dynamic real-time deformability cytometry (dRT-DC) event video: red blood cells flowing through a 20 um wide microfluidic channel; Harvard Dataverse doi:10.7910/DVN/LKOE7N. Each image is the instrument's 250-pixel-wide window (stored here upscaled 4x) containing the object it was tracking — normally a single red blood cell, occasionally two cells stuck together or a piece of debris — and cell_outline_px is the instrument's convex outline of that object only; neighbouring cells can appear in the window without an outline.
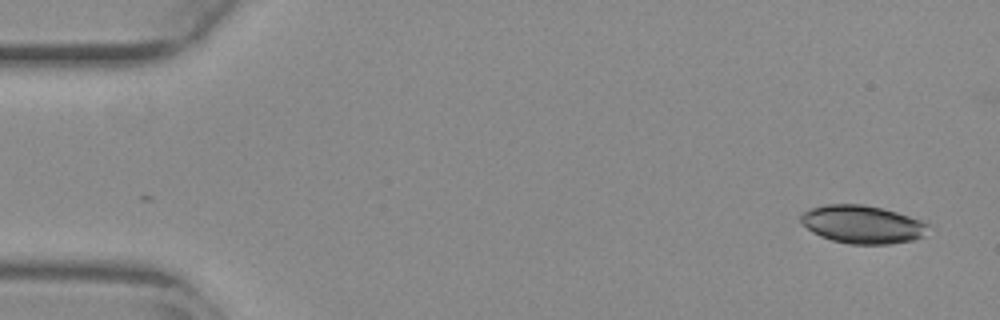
{"species": "common noctule bat (a hibernating species)", "species_latin": "Nyctalus noctula", "temperature_condition": "warm", "stored_images_in_passage": 52, "camera_frame_rate_fps": 3000, "um_per_image_px": 0.085, "animal": {"sex": "female", "body_mass_g": 29.2, "forearm_length_mm": 56.3}, "frame": {"image": 1, "passage_image": 1, "time_ms": 0.0, "image_size_px": [1000, 320], "cell_outline_px": [[936, 228], [924, 236], [912, 240], [888, 244], [848, 244], [832, 240], [820, 236], [812, 232], [800, 224], [800, 216], [804, 212], [812, 208], [824, 204], [864, 204], [884, 208], [924, 220]], "centroid_in_image_um": [73.38, 19.07], "position_along_channel_um": 11.6, "area_um2": 28.96}}
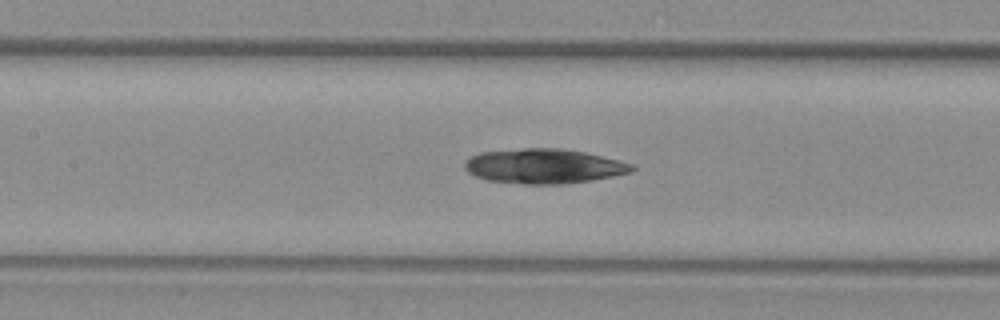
{"frame": {"image": 2, "passage_image": 23, "time_ms": 7.333, "image_size_px": [1000, 320], "cell_outline_px": [[636, 168], [632, 172], [592, 180], [564, 184], [524, 184], [488, 180], [476, 176], [468, 172], [464, 168], [464, 160], [480, 152], [524, 148], [560, 148], [584, 152], [636, 164]], "centroid_in_image_um": [46.24, 14.12], "position_along_channel_um": 161.2, "area_um2": 33.93}}
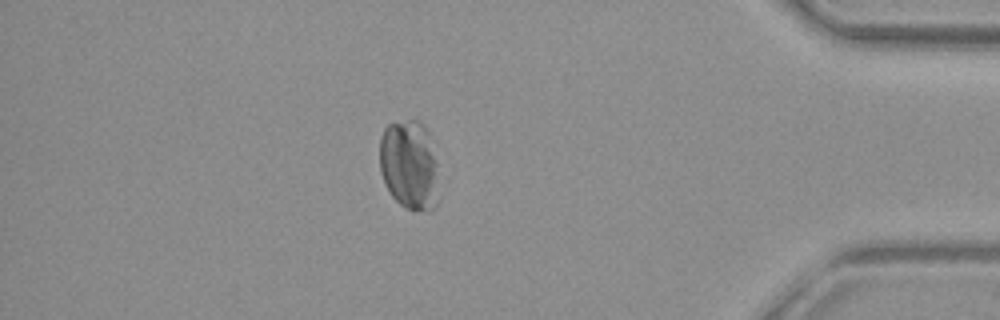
{"frame": {"image": 3, "passage_image": 45, "time_ms": 14.667, "image_size_px": [1000, 320], "cell_outline_px": [[440, 200], [428, 212], [412, 212], [404, 208], [392, 196], [380, 172], [380, 136], [384, 128], [388, 124], [408, 120], [416, 120], [424, 124], [428, 132], [436, 160], [440, 196]], "centroid_in_image_um": [34.82, 14.07], "position_along_channel_um": 400.4, "area_um2": 31.62}}